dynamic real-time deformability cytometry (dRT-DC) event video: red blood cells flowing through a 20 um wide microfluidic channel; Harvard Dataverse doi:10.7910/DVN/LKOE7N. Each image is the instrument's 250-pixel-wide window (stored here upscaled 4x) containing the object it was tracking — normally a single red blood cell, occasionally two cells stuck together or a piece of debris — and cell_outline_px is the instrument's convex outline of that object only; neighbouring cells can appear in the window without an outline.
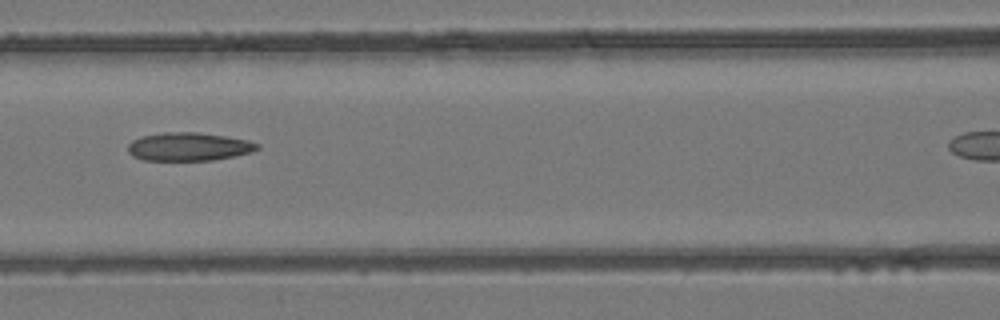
{"species": "common noctule bat (a hibernating species)", "species_latin": "Nyctalus noctula", "temperature_condition": "room temperature", "stored_images_in_passage": 6, "segment_of_instrument_passage": [1, 2], "camera_frame_rate_fps": 3000, "um_per_image_px": 0.085, "animal": {"sex": "female", "body_mass_g": 24.6, "forearm_length_mm": 56.2}, "frame": {"image": 1, "passage_image": 5, "time_ms": 5.333, "image_size_px": [1000, 320], "cell_outline_px": [[260, 148], [252, 152], [212, 160], [144, 160], [132, 156], [128, 152], [128, 144], [132, 140], [144, 136], [164, 132], [196, 132], [224, 136], [248, 140], [260, 144]], "centroid_in_image_um": [16.04, 12.47], "position_along_channel_um": 150.6, "area_um2": 21.21}}